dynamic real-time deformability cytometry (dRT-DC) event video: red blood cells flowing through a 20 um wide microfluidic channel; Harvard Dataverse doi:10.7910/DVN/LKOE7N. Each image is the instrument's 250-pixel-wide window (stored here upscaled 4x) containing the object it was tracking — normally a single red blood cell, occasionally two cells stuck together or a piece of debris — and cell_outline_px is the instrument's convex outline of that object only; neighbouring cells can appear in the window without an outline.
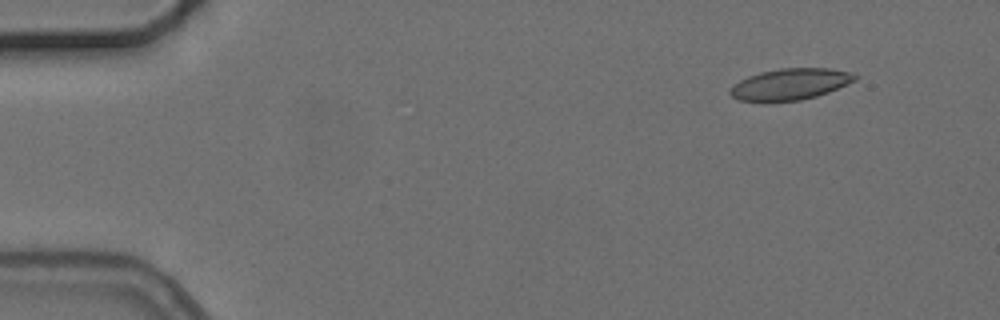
{"species": "common noctule bat (a hibernating species)", "species_latin": "Nyctalus noctula", "temperature_condition": "cold", "stored_images_in_passage": 5, "camera_frame_rate_fps": 3000, "um_per_image_px": 0.085, "animal": {"sex": "female", "body_mass_g": 24.6, "forearm_length_mm": 56.2}, "frame": {"image": 1, "passage_image": 2, "time_ms": 1.333, "image_size_px": [1000, 320], "cell_outline_px": [[860, 76], [856, 80], [848, 84], [828, 92], [816, 96], [800, 100], [736, 100], [728, 92], [740, 80], [748, 76], [760, 72], [780, 68], [828, 68], [848, 72]], "centroid_in_image_um": [67.2, 7.13], "position_along_channel_um": 17.8, "area_um2": 22.37}}
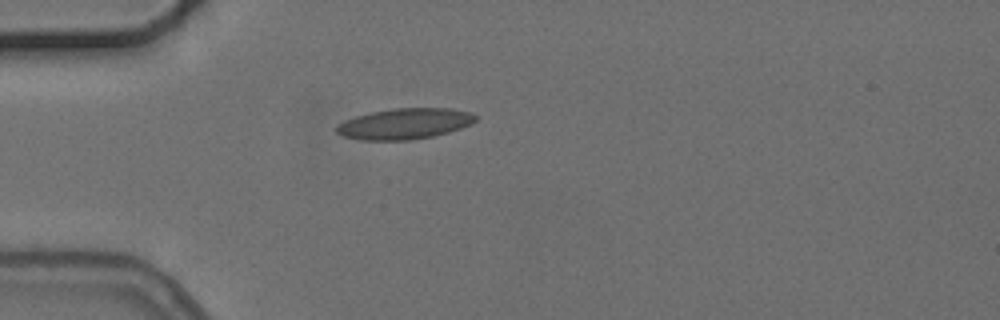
{"frame": {"image": 2, "passage_image": 5, "time_ms": 4.667, "image_size_px": [1000, 320], "cell_outline_px": [[476, 120], [472, 124], [448, 132], [432, 136], [412, 140], [360, 140], [344, 136], [336, 132], [336, 124], [344, 120], [356, 116], [372, 112], [392, 108], [452, 108], [468, 112], [476, 116]], "centroid_in_image_um": [34.37, 10.52], "position_along_channel_um": 50.6, "area_um2": 24.97}}